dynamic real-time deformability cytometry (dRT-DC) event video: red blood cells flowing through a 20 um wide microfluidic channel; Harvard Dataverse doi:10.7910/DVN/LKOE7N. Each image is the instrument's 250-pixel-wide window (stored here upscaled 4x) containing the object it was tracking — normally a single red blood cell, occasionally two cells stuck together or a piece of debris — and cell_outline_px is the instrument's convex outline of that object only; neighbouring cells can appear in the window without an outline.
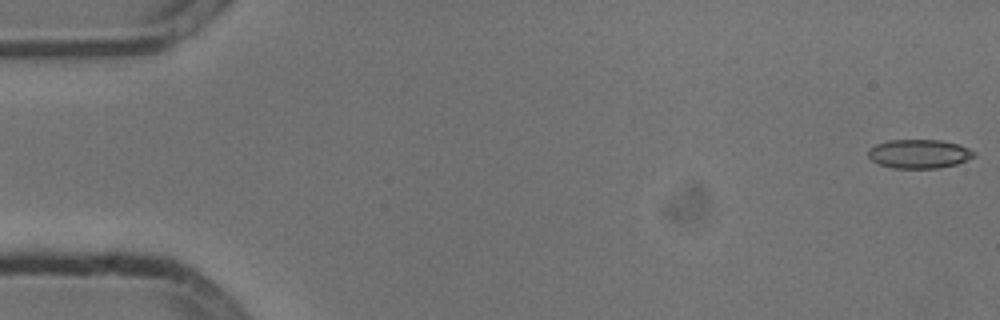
{"species": "common noctule bat (a hibernating species)", "species_latin": "Nyctalus noctula", "temperature_condition": "cold", "stored_images_in_passage": 54, "camera_frame_rate_fps": 3000, "um_per_image_px": 0.085, "animal": {"sex": "male", "body_mass_g": 13.3}, "frame": {"image": 1, "passage_image": 1, "time_ms": 0.0, "image_size_px": [1000, 320], "cell_outline_px": [[976, 156], [968, 160], [956, 164], [940, 168], [892, 168], [880, 164], [872, 160], [868, 156], [868, 152], [876, 144], [888, 140], [940, 140], [956, 144], [968, 148], [976, 152]], "centroid_in_image_um": [78.15, 13.08], "position_along_channel_um": 6.8, "area_um2": 17.74}}
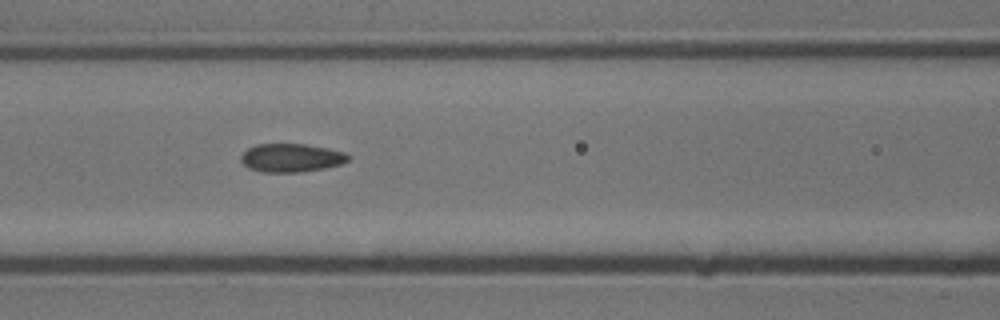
{"frame": {"image": 2, "passage_image": 23, "time_ms": 7.333, "image_size_px": [1000, 320], "cell_outline_px": [[348, 160], [340, 164], [324, 168], [300, 172], [264, 172], [248, 168], [240, 160], [240, 156], [248, 148], [256, 144], [304, 144], [328, 148], [344, 152], [348, 156]], "centroid_in_image_um": [24.72, 13.41], "position_along_channel_um": 141.9, "area_um2": 17.63}}
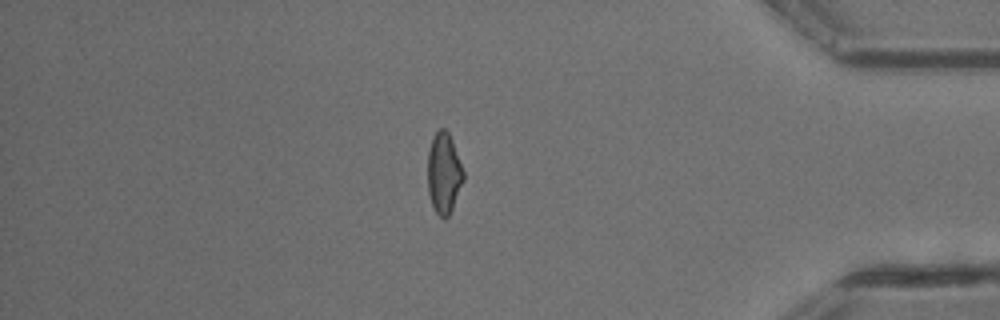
{"frame": {"image": 3, "passage_image": 46, "time_ms": 15.0, "image_size_px": [1000, 320], "cell_outline_px": [[464, 180], [452, 208], [448, 216], [444, 220], [436, 212], [432, 204], [428, 192], [428, 152], [432, 136], [440, 128], [444, 128], [448, 132], [452, 140], [464, 172]], "centroid_in_image_um": [37.72, 14.71], "position_along_channel_um": 397.5, "area_um2": 16.76}, "authors_computed_cell_mechanics": {"area_um2": 17.7446, "velocity_mm_per_s": 3.8163, "shape_relaxation_time_tau1_ms": 5.3157, "shape_relaxation_time_tau2_ms": 1.8798, "deformation_change_tau1": 0.1342, "deformation_change_tau2": 0.0915}}